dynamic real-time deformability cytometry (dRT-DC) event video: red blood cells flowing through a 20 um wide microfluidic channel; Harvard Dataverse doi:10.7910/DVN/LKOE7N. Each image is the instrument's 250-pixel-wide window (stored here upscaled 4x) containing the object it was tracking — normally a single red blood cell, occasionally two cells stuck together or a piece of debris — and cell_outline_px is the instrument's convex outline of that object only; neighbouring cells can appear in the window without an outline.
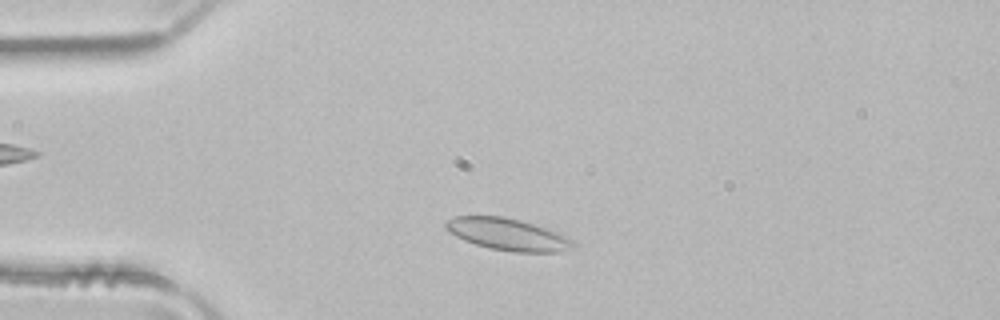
{"species": "common noctule bat (a hibernating species)", "species_latin": "Nyctalus noctula", "temperature_condition": "room temperature", "stored_images_in_passage": 45, "camera_frame_rate_fps": 3000, "um_per_image_px": 0.085, "animal": {"sex": "male", "body_mass_g": 21.5, "forearm_length_mm": 52.0}, "frame": {"image": 1, "passage_image": 6, "time_ms": 1.667, "image_size_px": [1000, 320], "cell_outline_px": [[576, 244], [572, 248], [560, 252], [512, 252], [488, 248], [464, 240], [448, 232], [444, 228], [444, 224], [448, 220], [456, 216], [504, 216], [520, 220], [556, 232], [572, 240]], "centroid_in_image_um": [43.12, 19.93], "position_along_channel_um": 41.9, "area_um2": 23.58}}
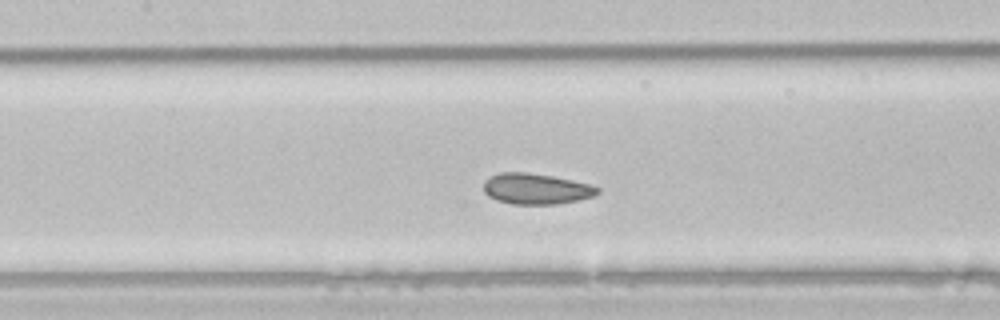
{"frame": {"image": 2, "passage_image": 17, "time_ms": 5.333, "image_size_px": [1000, 320], "cell_outline_px": [[600, 192], [592, 196], [580, 200], [556, 204], [512, 204], [496, 200], [488, 196], [484, 192], [484, 180], [488, 176], [500, 172], [528, 172], [552, 176], [572, 180], [588, 184], [600, 188]], "centroid_in_image_um": [45.53, 16.04], "position_along_channel_um": 161.9, "area_um2": 20.58}}
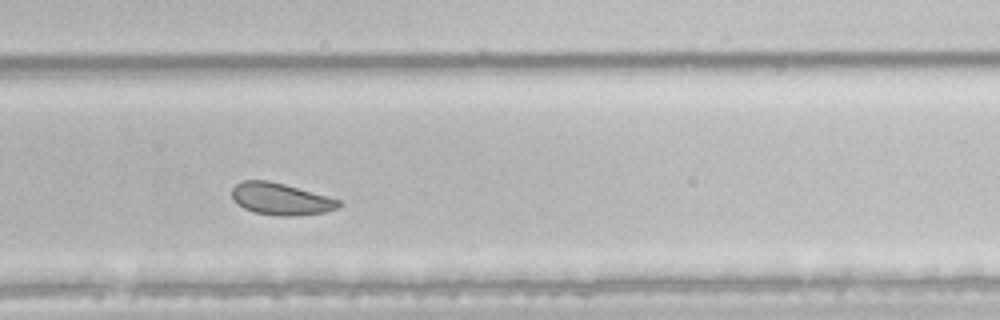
{"frame": {"image": 3, "passage_image": 28, "time_ms": 9.0, "image_size_px": [1000, 320], "cell_outline_px": [[344, 204], [336, 208], [324, 212], [292, 216], [280, 216], [252, 212], [244, 208], [232, 196], [232, 188], [236, 184], [244, 180], [268, 180], [284, 184], [340, 200]], "centroid_in_image_um": [23.87, 16.91], "position_along_channel_um": 305.9, "area_um2": 19.59}, "authors_computed_cell_mechanics": {"area_um2": 22.1374, "velocity_mm_per_s": 3.9506, "shape_relaxation_time_tau1_ms": 1.6752, "shape_relaxation_time_tau2_ms": 1.7828, "deformation_change_tau1": 0.0544, "deformation_change_tau2": 0.0538}}